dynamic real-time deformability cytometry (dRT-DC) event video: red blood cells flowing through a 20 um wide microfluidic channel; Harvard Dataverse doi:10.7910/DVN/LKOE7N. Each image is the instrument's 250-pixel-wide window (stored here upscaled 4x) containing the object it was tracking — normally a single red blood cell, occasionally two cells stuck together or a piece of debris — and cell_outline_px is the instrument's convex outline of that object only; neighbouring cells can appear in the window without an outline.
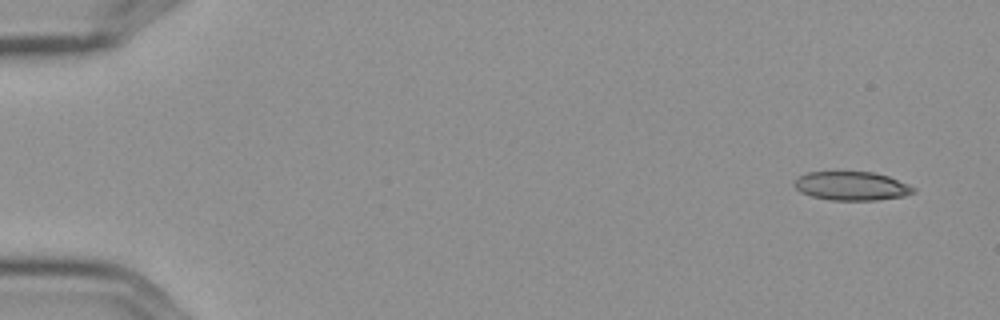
{"species": "Egyptian fruit bat (a non-hibernating species)", "species_latin": "Rousettus aegyptiacus", "temperature_condition": "cold", "stored_images_in_passage": 6, "camera_frame_rate_fps": 3000, "um_per_image_px": 0.085, "frame": {"image": 1, "passage_image": 1, "time_ms": 0.0, "image_size_px": [1000, 320], "cell_outline_px": [[916, 192], [904, 196], [876, 200], [832, 200], [812, 196], [800, 192], [796, 188], [796, 180], [800, 176], [808, 172], [872, 172], [888, 176], [908, 184], [916, 188]], "centroid_in_image_um": [72.43, 15.81], "position_along_channel_um": 12.6, "area_um2": 19.77}}